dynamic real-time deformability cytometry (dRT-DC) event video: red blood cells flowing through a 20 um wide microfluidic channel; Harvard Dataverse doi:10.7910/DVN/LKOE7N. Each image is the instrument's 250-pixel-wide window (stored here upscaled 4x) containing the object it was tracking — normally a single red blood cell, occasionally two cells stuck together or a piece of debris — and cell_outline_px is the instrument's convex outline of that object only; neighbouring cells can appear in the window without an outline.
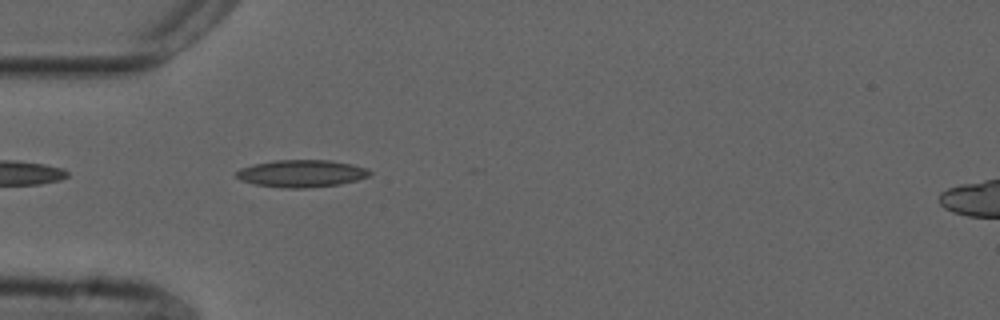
{"species": "common noctule bat (a hibernating species)", "species_latin": "Nyctalus noctula", "temperature_condition": "cold", "stored_images_in_passage": 8, "camera_frame_rate_fps": 3000, "um_per_image_px": 0.085, "animal": {"sex": "male", "forearm_length_mm": 52.5}, "frame": {"image": 1, "passage_image": 2, "time_ms": 0.333, "image_size_px": [1000, 320], "cell_outline_px": [[372, 172], [368, 176], [356, 180], [340, 184], [304, 188], [280, 188], [256, 184], [240, 180], [236, 176], [236, 172], [240, 168], [256, 164], [276, 160], [328, 160], [352, 164], [368, 168]], "centroid_in_image_um": [25.64, 14.75], "position_along_channel_um": 59.4, "area_um2": 21.1}}
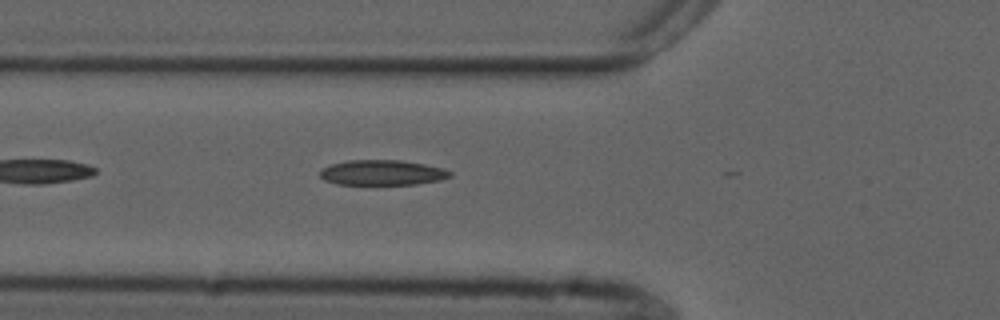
{"frame": {"image": 2, "passage_image": 5, "time_ms": 1.333, "image_size_px": [1000, 320], "cell_outline_px": [[452, 176], [440, 180], [416, 184], [336, 184], [324, 180], [320, 176], [320, 168], [332, 164], [348, 160], [400, 160], [424, 164], [444, 168], [452, 172]], "centroid_in_image_um": [32.49, 14.67], "position_along_channel_um": 93.3, "area_um2": 19.13}}